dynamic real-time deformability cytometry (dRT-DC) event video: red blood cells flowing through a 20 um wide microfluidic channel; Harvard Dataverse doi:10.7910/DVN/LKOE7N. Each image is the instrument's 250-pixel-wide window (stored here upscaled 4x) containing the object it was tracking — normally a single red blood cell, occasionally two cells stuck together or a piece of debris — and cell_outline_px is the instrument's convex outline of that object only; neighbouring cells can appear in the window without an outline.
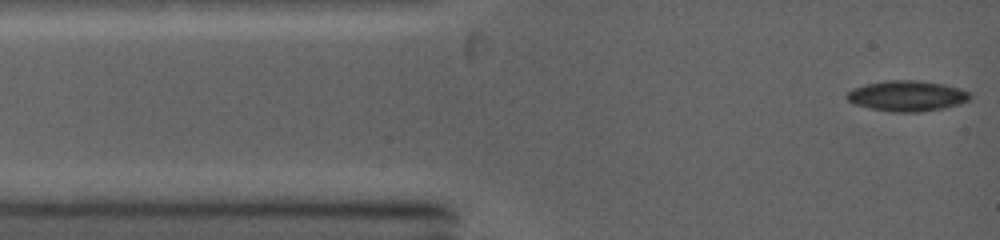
{"species": "common noctule bat (a hibernating species)", "species_latin": "Nyctalus noctula", "temperature_condition": "warm", "stored_images_in_passage": 58, "camera_frame_rate_fps": 5000, "um_per_image_px": 0.085, "animal": {"sex": "female", "body_mass_g": 19.0, "forearm_length_mm": 53.3}, "frame": {"image": 1, "passage_image": 1, "time_ms": 0.0, "image_size_px": [1000, 240], "cell_outline_px": [[972, 96], [968, 100], [960, 104], [944, 108], [920, 112], [892, 112], [872, 108], [856, 104], [848, 100], [844, 96], [852, 88], [868, 84], [888, 80], [916, 80], [944, 84], [960, 88], [972, 92]], "centroid_in_image_um": [77.15, 8.15], "position_along_channel_um": 7.9, "area_um2": 21.96}}
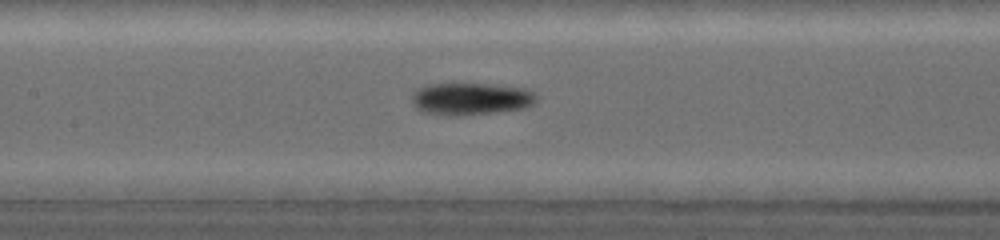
{"frame": {"image": 2, "passage_image": 25, "time_ms": 5.0, "image_size_px": [1000, 240], "cell_outline_px": [[536, 100], [528, 108], [496, 112], [460, 116], [444, 116], [420, 112], [412, 104], [412, 96], [416, 88], [432, 84], [488, 84], [520, 88], [532, 92], [536, 96]], "centroid_in_image_um": [39.95, 8.43], "position_along_channel_um": 167.4, "area_um2": 23.52}}
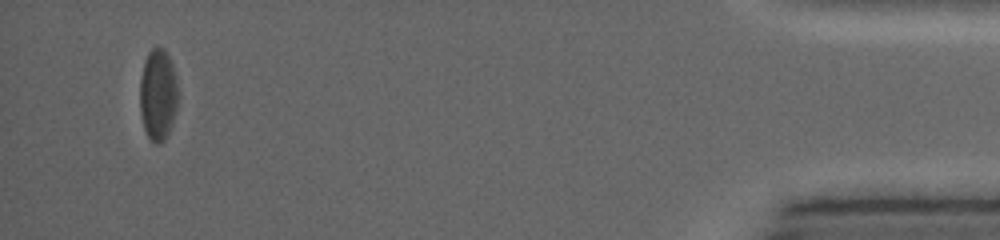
{"frame": {"image": 3, "passage_image": 50, "time_ms": 13.4, "image_size_px": [1000, 240], "cell_outline_px": [[180, 96], [168, 132], [164, 140], [160, 144], [156, 144], [148, 136], [144, 128], [140, 112], [140, 80], [144, 60], [148, 52], [152, 48], [164, 48], [172, 64], [176, 76]], "centroid_in_image_um": [13.44, 8.02], "position_along_channel_um": 421.8, "area_um2": 20.46}, "authors_computed_cell_mechanics": {"area_um2": 21.7328, "velocity_mm_per_s": 4.2402, "shape_relaxation_time_tau1_ms": 3.158, "shape_relaxation_time_tau2_ms": null, "deformation_change_tau1": 0.1003, "deformation_change_tau2": null}}